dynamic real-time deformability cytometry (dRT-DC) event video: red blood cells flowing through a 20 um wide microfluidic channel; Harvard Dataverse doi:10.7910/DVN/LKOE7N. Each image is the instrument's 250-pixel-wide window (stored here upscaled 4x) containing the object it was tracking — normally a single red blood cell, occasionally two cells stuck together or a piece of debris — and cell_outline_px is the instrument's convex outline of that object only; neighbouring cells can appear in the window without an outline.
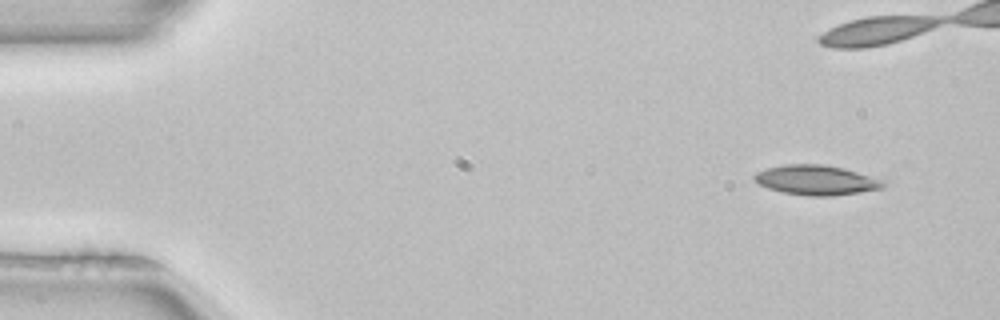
{"species": "common noctule bat (a hibernating species)", "species_latin": "Nyctalus noctula", "temperature_condition": "room temperature", "stored_images_in_passage": 6, "camera_frame_rate_fps": 3000, "um_per_image_px": 0.085, "animal": {"sex": "female", "body_mass_g": 22.7, "forearm_length_mm": 54.2}, "frame": {"image": 1, "passage_image": 1, "time_ms": 0.0, "image_size_px": [1000, 320], "cell_outline_px": [[892, 180], [884, 188], [860, 192], [832, 196], [808, 196], [784, 192], [768, 188], [752, 180], [752, 176], [756, 172], [768, 168], [784, 164], [824, 164], [844, 168]], "centroid_in_image_um": [69.5, 15.3], "position_along_channel_um": 15.5, "area_um2": 23.0}}